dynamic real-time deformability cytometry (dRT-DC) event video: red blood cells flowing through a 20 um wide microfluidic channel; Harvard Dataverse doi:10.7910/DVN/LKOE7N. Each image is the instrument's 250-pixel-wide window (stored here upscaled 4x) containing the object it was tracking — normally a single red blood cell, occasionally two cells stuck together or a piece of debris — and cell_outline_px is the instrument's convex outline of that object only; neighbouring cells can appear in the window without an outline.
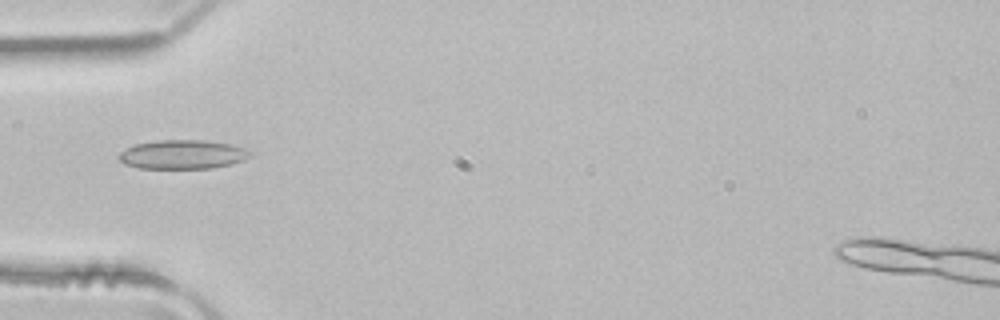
{"species": "common noctule bat (a hibernating species)", "species_latin": "Nyctalus noctula", "temperature_condition": "room temperature", "stored_images_in_passage": 5, "camera_frame_rate_fps": 3000, "um_per_image_px": 0.085, "animal": {"sex": "male", "body_mass_g": 21.5, "forearm_length_mm": 52.0}, "frame": {"image": 1, "passage_image": 5, "time_ms": 1.333, "image_size_px": [1000, 320], "cell_outline_px": [[252, 156], [244, 160], [232, 164], [212, 168], [136, 168], [124, 164], [116, 156], [120, 152], [136, 144], [156, 140], [200, 140], [232, 144], [244, 148]], "centroid_in_image_um": [15.5, 13.13], "position_along_channel_um": 69.5, "area_um2": 22.2}}